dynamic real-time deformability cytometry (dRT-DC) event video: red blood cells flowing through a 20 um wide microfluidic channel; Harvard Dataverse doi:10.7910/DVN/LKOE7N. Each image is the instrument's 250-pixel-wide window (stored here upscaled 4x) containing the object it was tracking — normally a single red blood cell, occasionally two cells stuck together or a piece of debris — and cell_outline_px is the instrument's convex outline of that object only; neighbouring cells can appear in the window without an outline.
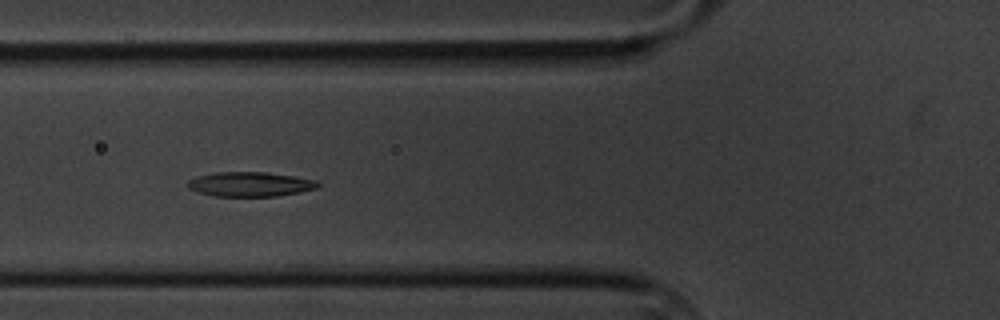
{"species": "common noctule bat (a hibernating species)", "species_latin": "Nyctalus noctula", "temperature_condition": "cold", "stored_images_in_passage": 6, "camera_frame_rate_fps": 3000, "um_per_image_px": 0.085, "animal": {"sex": "male", "body_mass_g": 20.1, "forearm_length_mm": 53.5}, "frame": {"image": 1, "passage_image": 6, "time_ms": 6.667, "image_size_px": [1000, 320], "cell_outline_px": [[320, 184], [316, 188], [300, 192], [276, 196], [212, 196], [188, 188], [188, 180], [196, 176], [216, 172], [264, 172], [296, 176], [316, 180]], "centroid_in_image_um": [21.26, 15.65], "position_along_channel_um": 104.5, "area_um2": 18.61}}